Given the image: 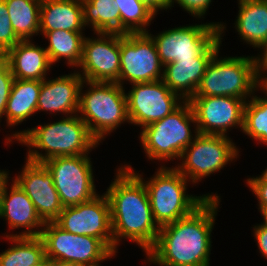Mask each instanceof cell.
I'll list each match as a JSON object with an SVG mask.
<instances>
[{
	"instance_id": "cell-1",
	"label": "cell",
	"mask_w": 267,
	"mask_h": 266,
	"mask_svg": "<svg viewBox=\"0 0 267 266\" xmlns=\"http://www.w3.org/2000/svg\"><path fill=\"white\" fill-rule=\"evenodd\" d=\"M220 202L221 199H207L189 216L160 227L144 262L158 266H211V233Z\"/></svg>"
},
{
	"instance_id": "cell-2",
	"label": "cell",
	"mask_w": 267,
	"mask_h": 266,
	"mask_svg": "<svg viewBox=\"0 0 267 266\" xmlns=\"http://www.w3.org/2000/svg\"><path fill=\"white\" fill-rule=\"evenodd\" d=\"M115 171L104 192L110 204L114 254L118 253L122 239L136 243L146 254L155 244L160 229L153 217L147 189L125 165Z\"/></svg>"
},
{
	"instance_id": "cell-3",
	"label": "cell",
	"mask_w": 267,
	"mask_h": 266,
	"mask_svg": "<svg viewBox=\"0 0 267 266\" xmlns=\"http://www.w3.org/2000/svg\"><path fill=\"white\" fill-rule=\"evenodd\" d=\"M10 133L4 137L5 145H24L26 159L38 163L57 156L90 155L100 145L78 114Z\"/></svg>"
},
{
	"instance_id": "cell-4",
	"label": "cell",
	"mask_w": 267,
	"mask_h": 266,
	"mask_svg": "<svg viewBox=\"0 0 267 266\" xmlns=\"http://www.w3.org/2000/svg\"><path fill=\"white\" fill-rule=\"evenodd\" d=\"M123 164L143 181L148 192L154 220L159 227L189 216L207 199H221L217 192L200 196L188 194L187 187L191 183L174 166H159L153 176L147 178L146 181L143 178L144 173L135 171L129 163L123 162Z\"/></svg>"
},
{
	"instance_id": "cell-5",
	"label": "cell",
	"mask_w": 267,
	"mask_h": 266,
	"mask_svg": "<svg viewBox=\"0 0 267 266\" xmlns=\"http://www.w3.org/2000/svg\"><path fill=\"white\" fill-rule=\"evenodd\" d=\"M125 89L115 82L87 80L80 87L77 114L99 143L126 122L130 124Z\"/></svg>"
},
{
	"instance_id": "cell-6",
	"label": "cell",
	"mask_w": 267,
	"mask_h": 266,
	"mask_svg": "<svg viewBox=\"0 0 267 266\" xmlns=\"http://www.w3.org/2000/svg\"><path fill=\"white\" fill-rule=\"evenodd\" d=\"M192 127L194 130H191ZM139 135V144L148 161L158 160L159 163L161 162L158 164L161 167L166 166L164 163L168 161L172 162L176 159L178 162L184 149L198 135L190 102L184 101L165 118L142 128Z\"/></svg>"
},
{
	"instance_id": "cell-7",
	"label": "cell",
	"mask_w": 267,
	"mask_h": 266,
	"mask_svg": "<svg viewBox=\"0 0 267 266\" xmlns=\"http://www.w3.org/2000/svg\"><path fill=\"white\" fill-rule=\"evenodd\" d=\"M219 52L208 63L193 97L229 96L247 102L258 89V55L222 57Z\"/></svg>"
},
{
	"instance_id": "cell-8",
	"label": "cell",
	"mask_w": 267,
	"mask_h": 266,
	"mask_svg": "<svg viewBox=\"0 0 267 266\" xmlns=\"http://www.w3.org/2000/svg\"><path fill=\"white\" fill-rule=\"evenodd\" d=\"M226 26L223 21L201 22L175 26L155 35L149 31L147 33L156 45L161 63L165 65L180 59H192L198 55H215L221 49Z\"/></svg>"
},
{
	"instance_id": "cell-9",
	"label": "cell",
	"mask_w": 267,
	"mask_h": 266,
	"mask_svg": "<svg viewBox=\"0 0 267 266\" xmlns=\"http://www.w3.org/2000/svg\"><path fill=\"white\" fill-rule=\"evenodd\" d=\"M240 152L228 136L198 134L174 167L196 186L205 177L220 173L227 164L235 162L241 156Z\"/></svg>"
},
{
	"instance_id": "cell-10",
	"label": "cell",
	"mask_w": 267,
	"mask_h": 266,
	"mask_svg": "<svg viewBox=\"0 0 267 266\" xmlns=\"http://www.w3.org/2000/svg\"><path fill=\"white\" fill-rule=\"evenodd\" d=\"M40 238L44 243L45 255L50 260L98 266L103 261H109L117 256L100 239L72 234L55 222H45Z\"/></svg>"
},
{
	"instance_id": "cell-11",
	"label": "cell",
	"mask_w": 267,
	"mask_h": 266,
	"mask_svg": "<svg viewBox=\"0 0 267 266\" xmlns=\"http://www.w3.org/2000/svg\"><path fill=\"white\" fill-rule=\"evenodd\" d=\"M91 159L90 155L57 156L43 162L64 208L87 202L99 194Z\"/></svg>"
},
{
	"instance_id": "cell-12",
	"label": "cell",
	"mask_w": 267,
	"mask_h": 266,
	"mask_svg": "<svg viewBox=\"0 0 267 266\" xmlns=\"http://www.w3.org/2000/svg\"><path fill=\"white\" fill-rule=\"evenodd\" d=\"M164 65L156 45L147 32L120 33V75L118 84L162 80ZM128 82V83H127Z\"/></svg>"
},
{
	"instance_id": "cell-13",
	"label": "cell",
	"mask_w": 267,
	"mask_h": 266,
	"mask_svg": "<svg viewBox=\"0 0 267 266\" xmlns=\"http://www.w3.org/2000/svg\"><path fill=\"white\" fill-rule=\"evenodd\" d=\"M130 88L125 90L129 121L141 129L165 118L184 102L162 80L134 83Z\"/></svg>"
},
{
	"instance_id": "cell-14",
	"label": "cell",
	"mask_w": 267,
	"mask_h": 266,
	"mask_svg": "<svg viewBox=\"0 0 267 266\" xmlns=\"http://www.w3.org/2000/svg\"><path fill=\"white\" fill-rule=\"evenodd\" d=\"M54 222L72 234L100 239L114 253L110 204L105 193L76 206L63 208Z\"/></svg>"
},
{
	"instance_id": "cell-15",
	"label": "cell",
	"mask_w": 267,
	"mask_h": 266,
	"mask_svg": "<svg viewBox=\"0 0 267 266\" xmlns=\"http://www.w3.org/2000/svg\"><path fill=\"white\" fill-rule=\"evenodd\" d=\"M85 36L82 58L75 69L83 80L118 83L120 75V33H93Z\"/></svg>"
},
{
	"instance_id": "cell-16",
	"label": "cell",
	"mask_w": 267,
	"mask_h": 266,
	"mask_svg": "<svg viewBox=\"0 0 267 266\" xmlns=\"http://www.w3.org/2000/svg\"><path fill=\"white\" fill-rule=\"evenodd\" d=\"M198 134L229 136V130L243 129L246 101L229 96L192 97L189 100Z\"/></svg>"
},
{
	"instance_id": "cell-17",
	"label": "cell",
	"mask_w": 267,
	"mask_h": 266,
	"mask_svg": "<svg viewBox=\"0 0 267 266\" xmlns=\"http://www.w3.org/2000/svg\"><path fill=\"white\" fill-rule=\"evenodd\" d=\"M22 169L11 177L33 202L36 211L44 222H54L63 210L59 194L54 186L52 175L43 163L25 158Z\"/></svg>"
},
{
	"instance_id": "cell-18",
	"label": "cell",
	"mask_w": 267,
	"mask_h": 266,
	"mask_svg": "<svg viewBox=\"0 0 267 266\" xmlns=\"http://www.w3.org/2000/svg\"><path fill=\"white\" fill-rule=\"evenodd\" d=\"M10 180L11 185L8 183ZM0 219L5 221L8 230H12V233H5L3 237L40 236L45 224L26 192L11 178L4 184L1 191ZM16 229H22V231L14 232Z\"/></svg>"
},
{
	"instance_id": "cell-19",
	"label": "cell",
	"mask_w": 267,
	"mask_h": 266,
	"mask_svg": "<svg viewBox=\"0 0 267 266\" xmlns=\"http://www.w3.org/2000/svg\"><path fill=\"white\" fill-rule=\"evenodd\" d=\"M72 72L41 81L37 112L44 111L54 117L59 113L62 117L78 113L79 92L84 80L76 70Z\"/></svg>"
},
{
	"instance_id": "cell-20",
	"label": "cell",
	"mask_w": 267,
	"mask_h": 266,
	"mask_svg": "<svg viewBox=\"0 0 267 266\" xmlns=\"http://www.w3.org/2000/svg\"><path fill=\"white\" fill-rule=\"evenodd\" d=\"M32 41L34 40H20L6 52L5 61L16 79L42 81L54 66L46 49Z\"/></svg>"
},
{
	"instance_id": "cell-21",
	"label": "cell",
	"mask_w": 267,
	"mask_h": 266,
	"mask_svg": "<svg viewBox=\"0 0 267 266\" xmlns=\"http://www.w3.org/2000/svg\"><path fill=\"white\" fill-rule=\"evenodd\" d=\"M214 55H198L192 59H180L164 65L162 81L184 101L196 93L206 67Z\"/></svg>"
},
{
	"instance_id": "cell-22",
	"label": "cell",
	"mask_w": 267,
	"mask_h": 266,
	"mask_svg": "<svg viewBox=\"0 0 267 266\" xmlns=\"http://www.w3.org/2000/svg\"><path fill=\"white\" fill-rule=\"evenodd\" d=\"M238 15L233 25L243 43L260 50L267 46V0H237Z\"/></svg>"
},
{
	"instance_id": "cell-23",
	"label": "cell",
	"mask_w": 267,
	"mask_h": 266,
	"mask_svg": "<svg viewBox=\"0 0 267 266\" xmlns=\"http://www.w3.org/2000/svg\"><path fill=\"white\" fill-rule=\"evenodd\" d=\"M84 32L81 0H42L40 31Z\"/></svg>"
},
{
	"instance_id": "cell-24",
	"label": "cell",
	"mask_w": 267,
	"mask_h": 266,
	"mask_svg": "<svg viewBox=\"0 0 267 266\" xmlns=\"http://www.w3.org/2000/svg\"><path fill=\"white\" fill-rule=\"evenodd\" d=\"M40 90L41 81L15 78L4 113L8 129L12 127L14 129L15 126L21 125L37 114Z\"/></svg>"
},
{
	"instance_id": "cell-25",
	"label": "cell",
	"mask_w": 267,
	"mask_h": 266,
	"mask_svg": "<svg viewBox=\"0 0 267 266\" xmlns=\"http://www.w3.org/2000/svg\"><path fill=\"white\" fill-rule=\"evenodd\" d=\"M39 34L48 40L45 47L51 64L61 63L63 60L71 68L77 69L83 50L84 32L65 30L40 31Z\"/></svg>"
},
{
	"instance_id": "cell-26",
	"label": "cell",
	"mask_w": 267,
	"mask_h": 266,
	"mask_svg": "<svg viewBox=\"0 0 267 266\" xmlns=\"http://www.w3.org/2000/svg\"><path fill=\"white\" fill-rule=\"evenodd\" d=\"M4 238L11 246L0 252V266H33L46 257L40 236L2 237Z\"/></svg>"
},
{
	"instance_id": "cell-27",
	"label": "cell",
	"mask_w": 267,
	"mask_h": 266,
	"mask_svg": "<svg viewBox=\"0 0 267 266\" xmlns=\"http://www.w3.org/2000/svg\"><path fill=\"white\" fill-rule=\"evenodd\" d=\"M41 1L5 0L12 27L20 40H33L39 35Z\"/></svg>"
},
{
	"instance_id": "cell-28",
	"label": "cell",
	"mask_w": 267,
	"mask_h": 266,
	"mask_svg": "<svg viewBox=\"0 0 267 266\" xmlns=\"http://www.w3.org/2000/svg\"><path fill=\"white\" fill-rule=\"evenodd\" d=\"M115 0H81L83 23L93 33H120V13Z\"/></svg>"
},
{
	"instance_id": "cell-29",
	"label": "cell",
	"mask_w": 267,
	"mask_h": 266,
	"mask_svg": "<svg viewBox=\"0 0 267 266\" xmlns=\"http://www.w3.org/2000/svg\"><path fill=\"white\" fill-rule=\"evenodd\" d=\"M258 91L245 104L242 132L257 144L267 147V97L256 95L260 93Z\"/></svg>"
},
{
	"instance_id": "cell-30",
	"label": "cell",
	"mask_w": 267,
	"mask_h": 266,
	"mask_svg": "<svg viewBox=\"0 0 267 266\" xmlns=\"http://www.w3.org/2000/svg\"><path fill=\"white\" fill-rule=\"evenodd\" d=\"M113 6L119 9L121 34L150 31L156 15L140 0H115Z\"/></svg>"
},
{
	"instance_id": "cell-31",
	"label": "cell",
	"mask_w": 267,
	"mask_h": 266,
	"mask_svg": "<svg viewBox=\"0 0 267 266\" xmlns=\"http://www.w3.org/2000/svg\"><path fill=\"white\" fill-rule=\"evenodd\" d=\"M19 41L12 27L5 0H0V47L6 53Z\"/></svg>"
},
{
	"instance_id": "cell-32",
	"label": "cell",
	"mask_w": 267,
	"mask_h": 266,
	"mask_svg": "<svg viewBox=\"0 0 267 266\" xmlns=\"http://www.w3.org/2000/svg\"><path fill=\"white\" fill-rule=\"evenodd\" d=\"M14 80L9 64L6 61L0 63V123L4 118Z\"/></svg>"
},
{
	"instance_id": "cell-33",
	"label": "cell",
	"mask_w": 267,
	"mask_h": 266,
	"mask_svg": "<svg viewBox=\"0 0 267 266\" xmlns=\"http://www.w3.org/2000/svg\"><path fill=\"white\" fill-rule=\"evenodd\" d=\"M213 0H169V10H172L174 4L181 7L186 13L196 19L204 20ZM207 11V12H206Z\"/></svg>"
},
{
	"instance_id": "cell-34",
	"label": "cell",
	"mask_w": 267,
	"mask_h": 266,
	"mask_svg": "<svg viewBox=\"0 0 267 266\" xmlns=\"http://www.w3.org/2000/svg\"><path fill=\"white\" fill-rule=\"evenodd\" d=\"M247 176L245 179L246 185L248 186L249 191H252L254 196L257 198L258 211L260 209L267 208V182L261 181L257 176L254 175L251 177Z\"/></svg>"
},
{
	"instance_id": "cell-35",
	"label": "cell",
	"mask_w": 267,
	"mask_h": 266,
	"mask_svg": "<svg viewBox=\"0 0 267 266\" xmlns=\"http://www.w3.org/2000/svg\"><path fill=\"white\" fill-rule=\"evenodd\" d=\"M251 228L253 229L251 232L258 247L259 254L267 260V228L261 224L254 225Z\"/></svg>"
},
{
	"instance_id": "cell-36",
	"label": "cell",
	"mask_w": 267,
	"mask_h": 266,
	"mask_svg": "<svg viewBox=\"0 0 267 266\" xmlns=\"http://www.w3.org/2000/svg\"><path fill=\"white\" fill-rule=\"evenodd\" d=\"M147 8H149L156 16L160 11L169 12V0H140Z\"/></svg>"
},
{
	"instance_id": "cell-37",
	"label": "cell",
	"mask_w": 267,
	"mask_h": 266,
	"mask_svg": "<svg viewBox=\"0 0 267 266\" xmlns=\"http://www.w3.org/2000/svg\"><path fill=\"white\" fill-rule=\"evenodd\" d=\"M258 89L267 97V71H259L258 74Z\"/></svg>"
},
{
	"instance_id": "cell-38",
	"label": "cell",
	"mask_w": 267,
	"mask_h": 266,
	"mask_svg": "<svg viewBox=\"0 0 267 266\" xmlns=\"http://www.w3.org/2000/svg\"><path fill=\"white\" fill-rule=\"evenodd\" d=\"M258 55L259 71H267V46Z\"/></svg>"
},
{
	"instance_id": "cell-39",
	"label": "cell",
	"mask_w": 267,
	"mask_h": 266,
	"mask_svg": "<svg viewBox=\"0 0 267 266\" xmlns=\"http://www.w3.org/2000/svg\"><path fill=\"white\" fill-rule=\"evenodd\" d=\"M9 175H11L9 170L8 171L6 169L0 170V195H1V191H2L4 184L11 178V176H9Z\"/></svg>"
},
{
	"instance_id": "cell-40",
	"label": "cell",
	"mask_w": 267,
	"mask_h": 266,
	"mask_svg": "<svg viewBox=\"0 0 267 266\" xmlns=\"http://www.w3.org/2000/svg\"><path fill=\"white\" fill-rule=\"evenodd\" d=\"M51 266H85L80 263L70 262V261H60V260H50Z\"/></svg>"
},
{
	"instance_id": "cell-41",
	"label": "cell",
	"mask_w": 267,
	"mask_h": 266,
	"mask_svg": "<svg viewBox=\"0 0 267 266\" xmlns=\"http://www.w3.org/2000/svg\"><path fill=\"white\" fill-rule=\"evenodd\" d=\"M261 217L263 218L261 225L267 228V208L259 210Z\"/></svg>"
},
{
	"instance_id": "cell-42",
	"label": "cell",
	"mask_w": 267,
	"mask_h": 266,
	"mask_svg": "<svg viewBox=\"0 0 267 266\" xmlns=\"http://www.w3.org/2000/svg\"><path fill=\"white\" fill-rule=\"evenodd\" d=\"M33 266H51L50 265V259L45 257L42 261L38 262L37 264Z\"/></svg>"
},
{
	"instance_id": "cell-43",
	"label": "cell",
	"mask_w": 267,
	"mask_h": 266,
	"mask_svg": "<svg viewBox=\"0 0 267 266\" xmlns=\"http://www.w3.org/2000/svg\"><path fill=\"white\" fill-rule=\"evenodd\" d=\"M261 181L267 182V167L261 172V175L257 176Z\"/></svg>"
},
{
	"instance_id": "cell-44",
	"label": "cell",
	"mask_w": 267,
	"mask_h": 266,
	"mask_svg": "<svg viewBox=\"0 0 267 266\" xmlns=\"http://www.w3.org/2000/svg\"><path fill=\"white\" fill-rule=\"evenodd\" d=\"M5 55H6V53L0 47V63L5 61Z\"/></svg>"
}]
</instances>
